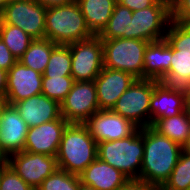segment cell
Listing matches in <instances>:
<instances>
[{"label": "cell", "instance_id": "46", "mask_svg": "<svg viewBox=\"0 0 190 190\" xmlns=\"http://www.w3.org/2000/svg\"><path fill=\"white\" fill-rule=\"evenodd\" d=\"M1 172H2V165H0V178H1Z\"/></svg>", "mask_w": 190, "mask_h": 190}, {"label": "cell", "instance_id": "36", "mask_svg": "<svg viewBox=\"0 0 190 190\" xmlns=\"http://www.w3.org/2000/svg\"><path fill=\"white\" fill-rule=\"evenodd\" d=\"M157 1L158 0H117V3L129 8L131 11H136L153 6Z\"/></svg>", "mask_w": 190, "mask_h": 190}, {"label": "cell", "instance_id": "10", "mask_svg": "<svg viewBox=\"0 0 190 190\" xmlns=\"http://www.w3.org/2000/svg\"><path fill=\"white\" fill-rule=\"evenodd\" d=\"M60 106L61 116L68 123L83 124L92 114L100 110L94 80L75 81Z\"/></svg>", "mask_w": 190, "mask_h": 190}, {"label": "cell", "instance_id": "28", "mask_svg": "<svg viewBox=\"0 0 190 190\" xmlns=\"http://www.w3.org/2000/svg\"><path fill=\"white\" fill-rule=\"evenodd\" d=\"M190 188V154L182 151L169 179L160 190H188Z\"/></svg>", "mask_w": 190, "mask_h": 190}, {"label": "cell", "instance_id": "29", "mask_svg": "<svg viewBox=\"0 0 190 190\" xmlns=\"http://www.w3.org/2000/svg\"><path fill=\"white\" fill-rule=\"evenodd\" d=\"M72 76L42 78V94L57 101L59 104L66 98L74 84Z\"/></svg>", "mask_w": 190, "mask_h": 190}, {"label": "cell", "instance_id": "2", "mask_svg": "<svg viewBox=\"0 0 190 190\" xmlns=\"http://www.w3.org/2000/svg\"><path fill=\"white\" fill-rule=\"evenodd\" d=\"M97 147L84 124L69 123L56 156L58 169L80 175L97 158Z\"/></svg>", "mask_w": 190, "mask_h": 190}, {"label": "cell", "instance_id": "13", "mask_svg": "<svg viewBox=\"0 0 190 190\" xmlns=\"http://www.w3.org/2000/svg\"><path fill=\"white\" fill-rule=\"evenodd\" d=\"M69 123L63 116L28 129L24 151L56 157L63 132Z\"/></svg>", "mask_w": 190, "mask_h": 190}, {"label": "cell", "instance_id": "32", "mask_svg": "<svg viewBox=\"0 0 190 190\" xmlns=\"http://www.w3.org/2000/svg\"><path fill=\"white\" fill-rule=\"evenodd\" d=\"M0 190H34L8 164L2 165Z\"/></svg>", "mask_w": 190, "mask_h": 190}, {"label": "cell", "instance_id": "38", "mask_svg": "<svg viewBox=\"0 0 190 190\" xmlns=\"http://www.w3.org/2000/svg\"><path fill=\"white\" fill-rule=\"evenodd\" d=\"M7 91V71L0 68V94H6Z\"/></svg>", "mask_w": 190, "mask_h": 190}, {"label": "cell", "instance_id": "21", "mask_svg": "<svg viewBox=\"0 0 190 190\" xmlns=\"http://www.w3.org/2000/svg\"><path fill=\"white\" fill-rule=\"evenodd\" d=\"M94 35H99L112 16L117 0H76Z\"/></svg>", "mask_w": 190, "mask_h": 190}, {"label": "cell", "instance_id": "20", "mask_svg": "<svg viewBox=\"0 0 190 190\" xmlns=\"http://www.w3.org/2000/svg\"><path fill=\"white\" fill-rule=\"evenodd\" d=\"M172 47L165 39L149 42L144 52L143 79L160 81L170 69Z\"/></svg>", "mask_w": 190, "mask_h": 190}, {"label": "cell", "instance_id": "45", "mask_svg": "<svg viewBox=\"0 0 190 190\" xmlns=\"http://www.w3.org/2000/svg\"><path fill=\"white\" fill-rule=\"evenodd\" d=\"M162 2H165L166 4H168L171 8L174 6V4L178 1V0H161Z\"/></svg>", "mask_w": 190, "mask_h": 190}, {"label": "cell", "instance_id": "25", "mask_svg": "<svg viewBox=\"0 0 190 190\" xmlns=\"http://www.w3.org/2000/svg\"><path fill=\"white\" fill-rule=\"evenodd\" d=\"M56 45L46 38L34 39L18 61L26 67L43 74L50 59L51 52Z\"/></svg>", "mask_w": 190, "mask_h": 190}, {"label": "cell", "instance_id": "9", "mask_svg": "<svg viewBox=\"0 0 190 190\" xmlns=\"http://www.w3.org/2000/svg\"><path fill=\"white\" fill-rule=\"evenodd\" d=\"M171 20V7L161 0L148 8L133 11L132 39L148 42L165 39Z\"/></svg>", "mask_w": 190, "mask_h": 190}, {"label": "cell", "instance_id": "15", "mask_svg": "<svg viewBox=\"0 0 190 190\" xmlns=\"http://www.w3.org/2000/svg\"><path fill=\"white\" fill-rule=\"evenodd\" d=\"M186 88L167 85L154 79L150 101V126L157 119L168 118L185 111Z\"/></svg>", "mask_w": 190, "mask_h": 190}, {"label": "cell", "instance_id": "3", "mask_svg": "<svg viewBox=\"0 0 190 190\" xmlns=\"http://www.w3.org/2000/svg\"><path fill=\"white\" fill-rule=\"evenodd\" d=\"M144 154V128L115 141L98 143L97 157L121 171L129 179H139Z\"/></svg>", "mask_w": 190, "mask_h": 190}, {"label": "cell", "instance_id": "11", "mask_svg": "<svg viewBox=\"0 0 190 190\" xmlns=\"http://www.w3.org/2000/svg\"><path fill=\"white\" fill-rule=\"evenodd\" d=\"M7 164L34 190L58 169L56 157L24 150L8 156Z\"/></svg>", "mask_w": 190, "mask_h": 190}, {"label": "cell", "instance_id": "23", "mask_svg": "<svg viewBox=\"0 0 190 190\" xmlns=\"http://www.w3.org/2000/svg\"><path fill=\"white\" fill-rule=\"evenodd\" d=\"M168 73L160 80L167 85L190 87V51L172 48Z\"/></svg>", "mask_w": 190, "mask_h": 190}, {"label": "cell", "instance_id": "4", "mask_svg": "<svg viewBox=\"0 0 190 190\" xmlns=\"http://www.w3.org/2000/svg\"><path fill=\"white\" fill-rule=\"evenodd\" d=\"M94 34L76 1L47 8L45 18V38L55 44L68 45L91 38Z\"/></svg>", "mask_w": 190, "mask_h": 190}, {"label": "cell", "instance_id": "31", "mask_svg": "<svg viewBox=\"0 0 190 190\" xmlns=\"http://www.w3.org/2000/svg\"><path fill=\"white\" fill-rule=\"evenodd\" d=\"M165 40L173 49L190 51V24L171 20Z\"/></svg>", "mask_w": 190, "mask_h": 190}, {"label": "cell", "instance_id": "8", "mask_svg": "<svg viewBox=\"0 0 190 190\" xmlns=\"http://www.w3.org/2000/svg\"><path fill=\"white\" fill-rule=\"evenodd\" d=\"M71 53V76L74 81H92L104 67L103 44L98 35L68 44Z\"/></svg>", "mask_w": 190, "mask_h": 190}, {"label": "cell", "instance_id": "34", "mask_svg": "<svg viewBox=\"0 0 190 190\" xmlns=\"http://www.w3.org/2000/svg\"><path fill=\"white\" fill-rule=\"evenodd\" d=\"M18 60L0 39V68L8 71Z\"/></svg>", "mask_w": 190, "mask_h": 190}, {"label": "cell", "instance_id": "1", "mask_svg": "<svg viewBox=\"0 0 190 190\" xmlns=\"http://www.w3.org/2000/svg\"><path fill=\"white\" fill-rule=\"evenodd\" d=\"M183 147L159 134L151 126L144 128V154L140 180L161 188L169 179Z\"/></svg>", "mask_w": 190, "mask_h": 190}, {"label": "cell", "instance_id": "16", "mask_svg": "<svg viewBox=\"0 0 190 190\" xmlns=\"http://www.w3.org/2000/svg\"><path fill=\"white\" fill-rule=\"evenodd\" d=\"M136 79L128 72L103 67L94 80L99 109L112 110L119 97Z\"/></svg>", "mask_w": 190, "mask_h": 190}, {"label": "cell", "instance_id": "41", "mask_svg": "<svg viewBox=\"0 0 190 190\" xmlns=\"http://www.w3.org/2000/svg\"><path fill=\"white\" fill-rule=\"evenodd\" d=\"M8 162V156L5 154V152L2 150L0 146V165H6Z\"/></svg>", "mask_w": 190, "mask_h": 190}, {"label": "cell", "instance_id": "39", "mask_svg": "<svg viewBox=\"0 0 190 190\" xmlns=\"http://www.w3.org/2000/svg\"><path fill=\"white\" fill-rule=\"evenodd\" d=\"M185 112L190 119V87L186 88Z\"/></svg>", "mask_w": 190, "mask_h": 190}, {"label": "cell", "instance_id": "40", "mask_svg": "<svg viewBox=\"0 0 190 190\" xmlns=\"http://www.w3.org/2000/svg\"><path fill=\"white\" fill-rule=\"evenodd\" d=\"M8 105L9 103L6 94H0V116Z\"/></svg>", "mask_w": 190, "mask_h": 190}, {"label": "cell", "instance_id": "30", "mask_svg": "<svg viewBox=\"0 0 190 190\" xmlns=\"http://www.w3.org/2000/svg\"><path fill=\"white\" fill-rule=\"evenodd\" d=\"M80 183L79 175L57 169L36 190H79Z\"/></svg>", "mask_w": 190, "mask_h": 190}, {"label": "cell", "instance_id": "26", "mask_svg": "<svg viewBox=\"0 0 190 190\" xmlns=\"http://www.w3.org/2000/svg\"><path fill=\"white\" fill-rule=\"evenodd\" d=\"M0 39L17 60L22 57L34 40L19 27L5 23H0Z\"/></svg>", "mask_w": 190, "mask_h": 190}, {"label": "cell", "instance_id": "17", "mask_svg": "<svg viewBox=\"0 0 190 190\" xmlns=\"http://www.w3.org/2000/svg\"><path fill=\"white\" fill-rule=\"evenodd\" d=\"M28 125L14 105H8L0 116V146L7 156L24 150Z\"/></svg>", "mask_w": 190, "mask_h": 190}, {"label": "cell", "instance_id": "6", "mask_svg": "<svg viewBox=\"0 0 190 190\" xmlns=\"http://www.w3.org/2000/svg\"><path fill=\"white\" fill-rule=\"evenodd\" d=\"M154 79H136L119 97L112 111L130 120L138 128L150 126V101Z\"/></svg>", "mask_w": 190, "mask_h": 190}, {"label": "cell", "instance_id": "14", "mask_svg": "<svg viewBox=\"0 0 190 190\" xmlns=\"http://www.w3.org/2000/svg\"><path fill=\"white\" fill-rule=\"evenodd\" d=\"M42 78L41 73L17 61L7 71L6 96L8 103L14 105L33 95L42 94Z\"/></svg>", "mask_w": 190, "mask_h": 190}, {"label": "cell", "instance_id": "27", "mask_svg": "<svg viewBox=\"0 0 190 190\" xmlns=\"http://www.w3.org/2000/svg\"><path fill=\"white\" fill-rule=\"evenodd\" d=\"M42 75L46 77L71 76V53L69 45L57 44L54 47L47 67Z\"/></svg>", "mask_w": 190, "mask_h": 190}, {"label": "cell", "instance_id": "22", "mask_svg": "<svg viewBox=\"0 0 190 190\" xmlns=\"http://www.w3.org/2000/svg\"><path fill=\"white\" fill-rule=\"evenodd\" d=\"M151 127L182 147L190 137V119L185 111L172 117L157 119Z\"/></svg>", "mask_w": 190, "mask_h": 190}, {"label": "cell", "instance_id": "43", "mask_svg": "<svg viewBox=\"0 0 190 190\" xmlns=\"http://www.w3.org/2000/svg\"><path fill=\"white\" fill-rule=\"evenodd\" d=\"M79 190H96V189L91 186H87V185L80 183Z\"/></svg>", "mask_w": 190, "mask_h": 190}, {"label": "cell", "instance_id": "42", "mask_svg": "<svg viewBox=\"0 0 190 190\" xmlns=\"http://www.w3.org/2000/svg\"><path fill=\"white\" fill-rule=\"evenodd\" d=\"M183 151L190 154V137L188 138L187 143L183 146Z\"/></svg>", "mask_w": 190, "mask_h": 190}, {"label": "cell", "instance_id": "44", "mask_svg": "<svg viewBox=\"0 0 190 190\" xmlns=\"http://www.w3.org/2000/svg\"><path fill=\"white\" fill-rule=\"evenodd\" d=\"M10 0H0V13L3 11V9L5 8L6 4L9 2Z\"/></svg>", "mask_w": 190, "mask_h": 190}, {"label": "cell", "instance_id": "18", "mask_svg": "<svg viewBox=\"0 0 190 190\" xmlns=\"http://www.w3.org/2000/svg\"><path fill=\"white\" fill-rule=\"evenodd\" d=\"M14 106L29 128L61 117L60 104L43 94L33 95Z\"/></svg>", "mask_w": 190, "mask_h": 190}, {"label": "cell", "instance_id": "19", "mask_svg": "<svg viewBox=\"0 0 190 190\" xmlns=\"http://www.w3.org/2000/svg\"><path fill=\"white\" fill-rule=\"evenodd\" d=\"M82 184L96 190H118L129 178L98 157L79 175Z\"/></svg>", "mask_w": 190, "mask_h": 190}, {"label": "cell", "instance_id": "12", "mask_svg": "<svg viewBox=\"0 0 190 190\" xmlns=\"http://www.w3.org/2000/svg\"><path fill=\"white\" fill-rule=\"evenodd\" d=\"M83 124L97 144L129 137L138 129L130 120L112 110H98Z\"/></svg>", "mask_w": 190, "mask_h": 190}, {"label": "cell", "instance_id": "24", "mask_svg": "<svg viewBox=\"0 0 190 190\" xmlns=\"http://www.w3.org/2000/svg\"><path fill=\"white\" fill-rule=\"evenodd\" d=\"M132 13L129 8L116 3L106 27L98 36L101 39H132Z\"/></svg>", "mask_w": 190, "mask_h": 190}, {"label": "cell", "instance_id": "5", "mask_svg": "<svg viewBox=\"0 0 190 190\" xmlns=\"http://www.w3.org/2000/svg\"><path fill=\"white\" fill-rule=\"evenodd\" d=\"M104 67L128 72L143 79L144 52L148 41L116 38L102 39Z\"/></svg>", "mask_w": 190, "mask_h": 190}, {"label": "cell", "instance_id": "37", "mask_svg": "<svg viewBox=\"0 0 190 190\" xmlns=\"http://www.w3.org/2000/svg\"><path fill=\"white\" fill-rule=\"evenodd\" d=\"M34 1L46 8H51V7L66 5L76 0H34Z\"/></svg>", "mask_w": 190, "mask_h": 190}, {"label": "cell", "instance_id": "33", "mask_svg": "<svg viewBox=\"0 0 190 190\" xmlns=\"http://www.w3.org/2000/svg\"><path fill=\"white\" fill-rule=\"evenodd\" d=\"M171 11L173 21L190 24V0H178Z\"/></svg>", "mask_w": 190, "mask_h": 190}, {"label": "cell", "instance_id": "7", "mask_svg": "<svg viewBox=\"0 0 190 190\" xmlns=\"http://www.w3.org/2000/svg\"><path fill=\"white\" fill-rule=\"evenodd\" d=\"M46 11L34 0H10L1 12V23L19 27L33 39H44Z\"/></svg>", "mask_w": 190, "mask_h": 190}, {"label": "cell", "instance_id": "35", "mask_svg": "<svg viewBox=\"0 0 190 190\" xmlns=\"http://www.w3.org/2000/svg\"><path fill=\"white\" fill-rule=\"evenodd\" d=\"M118 190H160V188L139 179H129Z\"/></svg>", "mask_w": 190, "mask_h": 190}]
</instances>
